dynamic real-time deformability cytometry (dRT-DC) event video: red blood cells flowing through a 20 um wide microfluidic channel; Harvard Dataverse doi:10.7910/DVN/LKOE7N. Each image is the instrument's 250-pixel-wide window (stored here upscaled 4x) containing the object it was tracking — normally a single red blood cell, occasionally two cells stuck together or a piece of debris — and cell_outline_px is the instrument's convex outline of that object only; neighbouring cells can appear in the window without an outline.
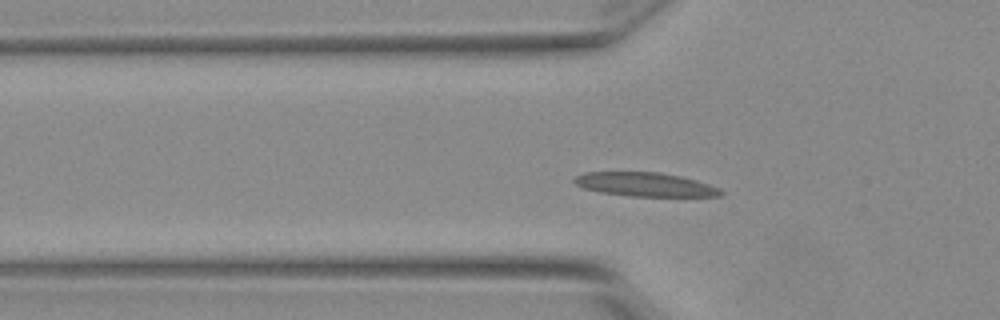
{"species": "Egyptian fruit bat (a non-hibernating species)", "species_latin": "Rousettus aegyptiacus", "temperature_condition": "warm", "stored_images_in_passage": 38, "camera_frame_rate_fps": 3000, "um_per_image_px": 0.085, "animal": {"sex": "female"}, "frame": {"image": 1, "passage_image": 2, "time_ms": 0.333, "image_size_px": [1000, 320], "cell_outline_px": [[724, 192], [720, 196], [628, 196], [600, 192], [584, 188], [576, 184], [572, 180], [576, 176], [584, 172], [660, 172], [680, 176], [696, 180], [720, 188]], "centroid_in_image_um": [54.83, 15.68], "position_along_channel_um": 71.0, "area_um2": 20.35}}
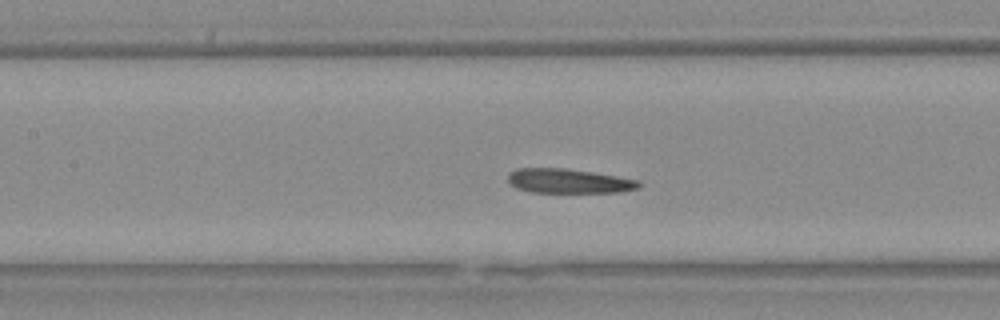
{"frame": {"image": 2, "passage_image": 9, "time_ms": 2.667, "image_size_px": [1000, 320], "cell_outline_px": [[644, 184], [640, 188], [620, 192], [528, 192], [516, 188], [508, 180], [508, 176], [516, 168], [568, 168], [640, 180]], "centroid_in_image_um": [48.39, 15.39], "position_along_channel_um": 159.0, "area_um2": 18.73}}
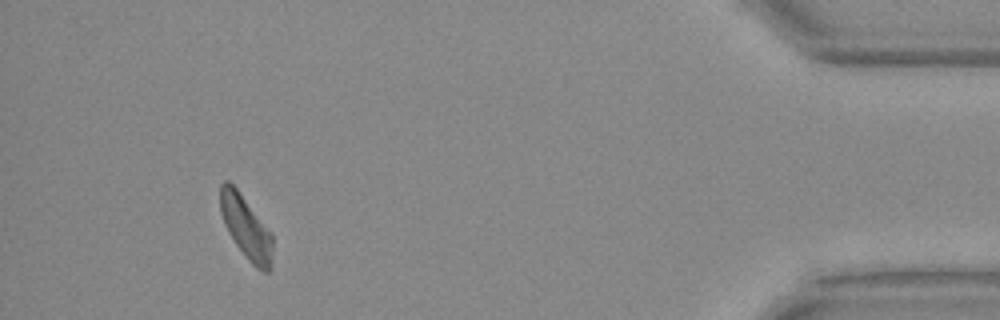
{"frame": {"image": 3, "passage_image": 34, "time_ms": 11.0, "image_size_px": [1000, 320], "cell_outline_px": [[272, 268], [268, 272], [264, 272], [256, 268], [248, 260], [236, 244], [228, 232], [224, 224], [220, 212], [220, 184], [224, 180], [228, 180], [240, 192], [272, 232]], "centroid_in_image_um": [20.92, 19.32], "position_along_channel_um": 414.3, "area_um2": 19.42}, "authors_computed_cell_mechanics": {"area_um2": 19.5075, "velocity_mm_per_s": 3.787, "shape_relaxation_time_tau1_ms": null, "shape_relaxation_time_tau2_ms": 2.7601, "deformation_change_tau1": null, "deformation_change_tau2": 0.1247}}